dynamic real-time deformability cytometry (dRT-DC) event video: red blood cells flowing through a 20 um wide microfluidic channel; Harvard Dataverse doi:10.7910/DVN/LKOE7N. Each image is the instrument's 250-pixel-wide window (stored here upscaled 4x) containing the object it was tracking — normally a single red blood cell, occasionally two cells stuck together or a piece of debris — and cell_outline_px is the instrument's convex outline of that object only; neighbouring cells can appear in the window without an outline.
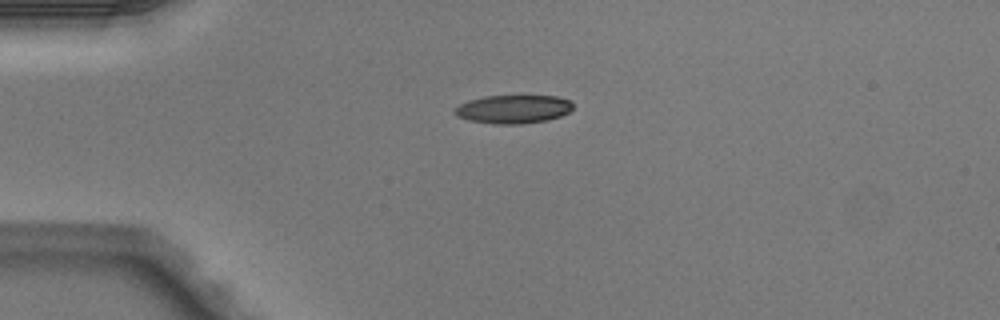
{"species": "Egyptian fruit bat (a non-hibernating species)", "species_latin": "Rousettus aegyptiacus", "temperature_condition": "warm", "stored_images_in_passage": 5, "camera_frame_rate_fps": 3000, "um_per_image_px": 0.085, "animal": {"sex": "male"}, "frame": {"image": 1, "passage_image": 5, "time_ms": 1.333, "image_size_px": [1000, 320], "cell_outline_px": [[572, 108], [568, 112], [560, 116], [548, 120], [524, 124], [492, 124], [468, 120], [456, 116], [452, 112], [460, 104], [468, 100], [484, 96], [556, 96], [572, 100]], "centroid_in_image_um": [43.62, 9.28], "position_along_channel_um": 41.4, "area_um2": 19.77}}